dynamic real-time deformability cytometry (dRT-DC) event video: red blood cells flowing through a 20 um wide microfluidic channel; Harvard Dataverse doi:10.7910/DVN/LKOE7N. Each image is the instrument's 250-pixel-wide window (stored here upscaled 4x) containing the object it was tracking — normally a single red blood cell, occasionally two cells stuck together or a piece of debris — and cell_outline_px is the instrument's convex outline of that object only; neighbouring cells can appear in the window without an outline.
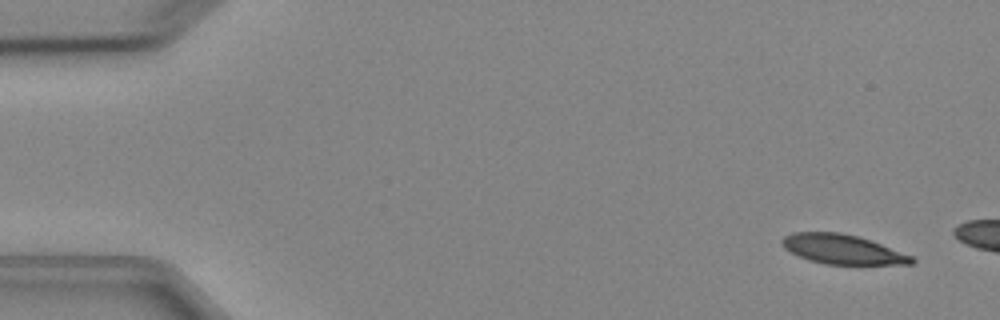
{"species": "Egyptian fruit bat (a non-hibernating species)", "species_latin": "Rousettus aegyptiacus", "temperature_condition": "cold", "stored_images_in_passage": 3, "camera_frame_rate_fps": 3000, "um_per_image_px": 0.085, "animal": {"sex": "female"}, "frame": {"image": 1, "passage_image": 1, "time_ms": 0.0, "image_size_px": [1000, 320], "cell_outline_px": [[916, 260], [912, 264], [824, 264], [808, 260], [784, 248], [780, 244], [780, 240], [784, 236], [792, 232], [840, 232], [872, 240], [912, 256]], "centroid_in_image_um": [71.59, 21.18], "position_along_channel_um": 13.4, "area_um2": 22.31}}